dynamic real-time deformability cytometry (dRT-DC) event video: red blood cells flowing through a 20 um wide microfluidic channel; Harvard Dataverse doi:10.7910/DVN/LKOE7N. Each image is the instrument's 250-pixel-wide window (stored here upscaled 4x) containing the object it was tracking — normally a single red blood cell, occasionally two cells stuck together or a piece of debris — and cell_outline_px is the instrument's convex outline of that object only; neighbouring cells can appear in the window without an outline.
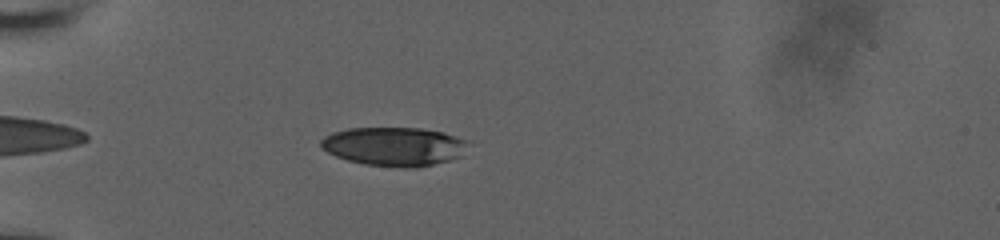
{"species": "human", "species_latin": "Homo sapiens", "temperature_condition": "room temperature", "stored_images_in_passage": 40, "camera_frame_rate_fps": 3000, "um_per_image_px": 0.085, "donor": {"sex": "male"}, "frame": {"image": 1, "passage_image": 2, "time_ms": 0.333, "image_size_px": [1000, 240], "cell_outline_px": [[468, 140], [460, 156], [448, 160], [416, 168], [404, 168], [364, 164], [348, 160], [336, 156], [328, 152], [320, 144], [320, 140], [324, 136], [332, 132], [348, 128], [420, 128], [444, 132]], "centroid_in_image_um": [33.47, 12.44], "position_along_channel_um": 51.5, "area_um2": 33.12}}
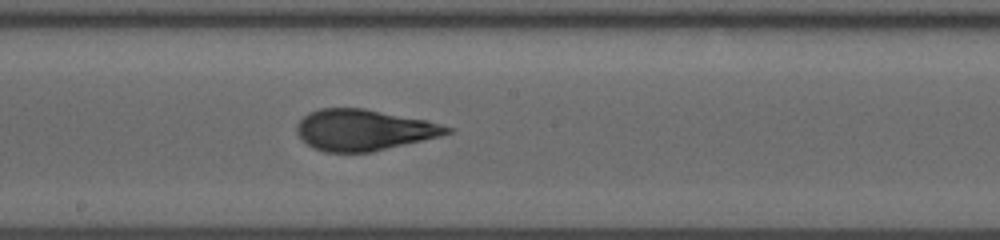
{"frame": {"image": 2, "passage_image": 17, "time_ms": 5.333, "image_size_px": [1000, 240], "cell_outline_px": [[456, 128], [452, 132], [440, 136], [372, 152], [324, 152], [312, 148], [296, 132], [296, 124], [308, 112], [320, 108], [364, 108], [428, 120]], "centroid_in_image_um": [30.94, 11.04], "position_along_channel_um": 217.3, "area_um2": 36.13}}
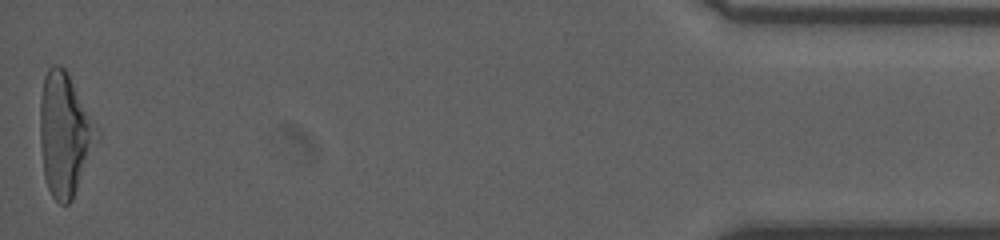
{"frame": {"image": 3, "passage_image": 40, "time_ms": 13.0, "image_size_px": [1000, 240], "cell_outline_px": [[100, 136], [72, 200], [68, 204], [60, 204], [52, 196], [48, 188], [44, 176], [40, 144], [40, 96], [44, 76], [48, 68], [52, 64], [60, 64], [68, 72], [100, 132]], "centroid_in_image_um": [5.5, 11.39], "position_along_channel_um": 429.7, "area_um2": 40.92}, "authors_computed_cell_mechanics": {"area_um2": 35.9805, "velocity_mm_per_s": 3.8585, "shape_relaxation_time_tau1_ms": 6.2482, "shape_relaxation_time_tau2_ms": 1.0992, "deformation_change_tau1": 0.2063, "deformation_change_tau2": 0.0817}}